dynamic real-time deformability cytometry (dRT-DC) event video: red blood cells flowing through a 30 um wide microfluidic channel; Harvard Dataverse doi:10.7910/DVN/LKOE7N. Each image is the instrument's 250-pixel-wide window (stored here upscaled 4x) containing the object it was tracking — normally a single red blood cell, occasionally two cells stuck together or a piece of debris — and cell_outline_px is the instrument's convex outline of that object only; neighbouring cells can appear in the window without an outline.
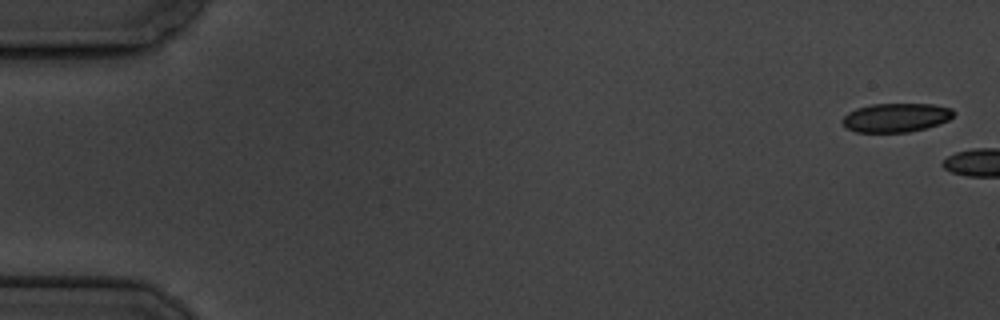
{"species": "common noctule bat (a hibernating species)", "species_latin": "Nyctalus noctula", "temperature_condition": "cold", "stored_images_in_passage": 2, "camera_frame_rate_fps": 3000, "um_per_image_px": 0.085, "animal": {"sex": "male", "body_mass_g": 19.5, "forearm_length_mm": 54.6}, "frame": {"image": 1, "passage_image": 1, "time_ms": 0.0, "image_size_px": [1000, 320], "cell_outline_px": [[956, 112], [948, 120], [940, 124], [928, 128], [908, 132], [856, 132], [848, 128], [840, 120], [848, 112], [856, 108], [872, 104], [932, 104], [952, 108]], "centroid_in_image_um": [76.18, 9.99], "position_along_channel_um": 8.8, "area_um2": 18.84}}